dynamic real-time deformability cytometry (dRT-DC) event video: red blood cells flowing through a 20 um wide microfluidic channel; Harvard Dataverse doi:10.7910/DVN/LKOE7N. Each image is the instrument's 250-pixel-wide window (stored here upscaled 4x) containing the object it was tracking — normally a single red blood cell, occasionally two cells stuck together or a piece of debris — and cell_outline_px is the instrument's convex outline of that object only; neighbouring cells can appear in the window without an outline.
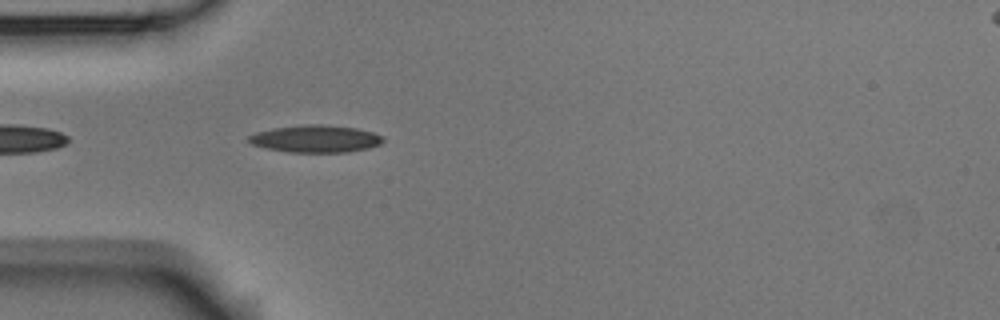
{"species": "Egyptian fruit bat (a non-hibernating species)", "species_latin": "Rousettus aegyptiacus", "temperature_condition": "room temperature", "stored_images_in_passage": 13, "camera_frame_rate_fps": 3000, "um_per_image_px": 0.085, "animal": {"sex": "male"}, "frame": {"image": 1, "passage_image": 3, "time_ms": 0.667, "image_size_px": [1000, 320], "cell_outline_px": [[384, 140], [380, 144], [368, 148], [348, 152], [288, 152], [268, 148], [252, 144], [248, 140], [248, 136], [256, 132], [272, 128], [304, 124], [320, 124], [356, 128], [372, 132], [384, 136]], "centroid_in_image_um": [26.84, 11.79], "position_along_channel_um": 58.2, "area_um2": 21.33}}
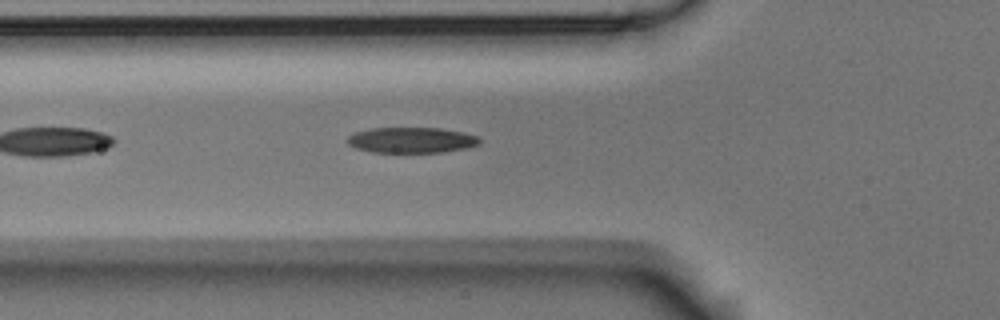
{"frame": {"image": 2, "passage_image": 6, "time_ms": 1.667, "image_size_px": [1000, 320], "cell_outline_px": [[480, 144], [468, 148], [440, 152], [372, 152], [356, 148], [348, 144], [344, 140], [348, 136], [356, 132], [372, 128], [440, 128], [464, 132], [476, 136], [480, 140]], "centroid_in_image_um": [34.96, 11.91], "position_along_channel_um": 90.8, "area_um2": 19.77}}
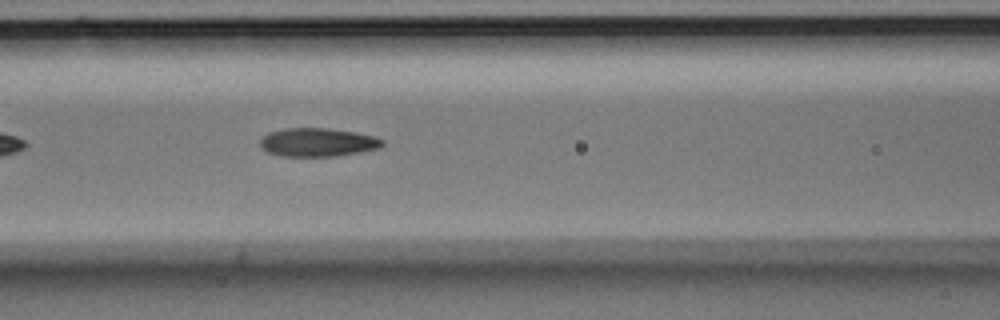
{"frame": {"image": 3, "passage_image": 10, "time_ms": 3.0, "image_size_px": [1000, 320], "cell_outline_px": [[384, 144], [380, 148], [360, 152], [336, 156], [284, 156], [268, 152], [260, 148], [260, 136], [268, 132], [284, 128], [328, 128], [376, 136], [384, 140]], "centroid_in_image_um": [26.98, 12.09], "position_along_channel_um": 139.6, "area_um2": 20.46}}